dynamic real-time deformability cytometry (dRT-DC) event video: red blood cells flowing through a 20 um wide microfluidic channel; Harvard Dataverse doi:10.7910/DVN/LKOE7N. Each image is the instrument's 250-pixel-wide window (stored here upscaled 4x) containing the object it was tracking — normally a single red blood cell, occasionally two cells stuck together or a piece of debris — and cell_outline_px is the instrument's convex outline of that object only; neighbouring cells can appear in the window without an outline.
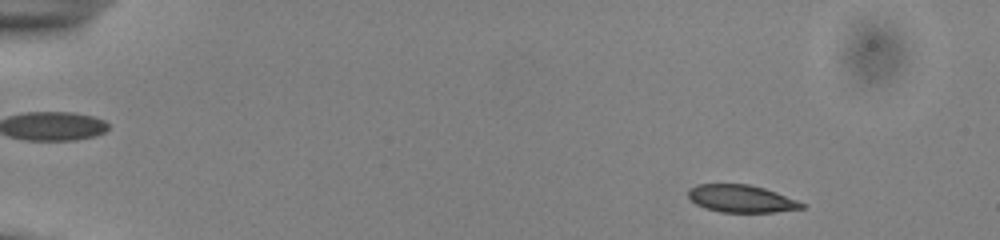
{"species": "common noctule bat (a hibernating species)", "species_latin": "Nyctalus noctula", "temperature_condition": "cold", "stored_images_in_passage": 52, "camera_frame_rate_fps": 3000, "um_per_image_px": 0.085, "animal": {"sex": "male", "body_mass_g": 13.0, "forearm_length_mm": 53.1}, "frame": {"image": 1, "passage_image": 5, "time_ms": 1.333, "image_size_px": [1000, 240], "cell_outline_px": [[808, 204], [804, 208], [776, 212], [720, 212], [696, 204], [688, 196], [688, 188], [696, 184], [748, 184], [764, 188], [776, 192]], "centroid_in_image_um": [63.03, 16.88], "position_along_channel_um": 22.0, "area_um2": 18.21}}
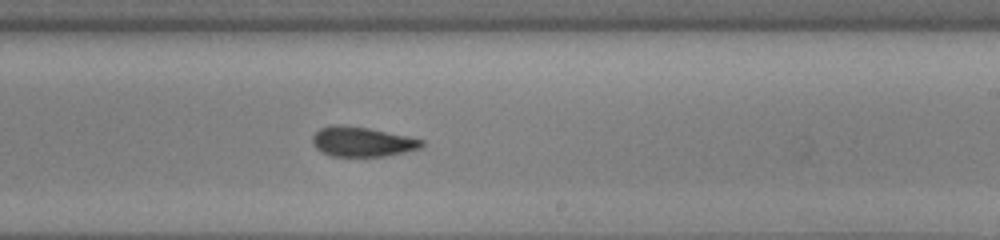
{"frame": {"image": 2, "passage_image": 32, "time_ms": 10.333, "image_size_px": [1000, 240], "cell_outline_px": [[424, 144], [420, 148], [404, 152], [384, 156], [332, 156], [316, 148], [312, 144], [312, 136], [320, 128], [332, 124], [336, 124], [368, 128], [408, 136], [424, 140]], "centroid_in_image_um": [30.77, 12.04], "position_along_channel_um": 258.2, "area_um2": 18.84}}
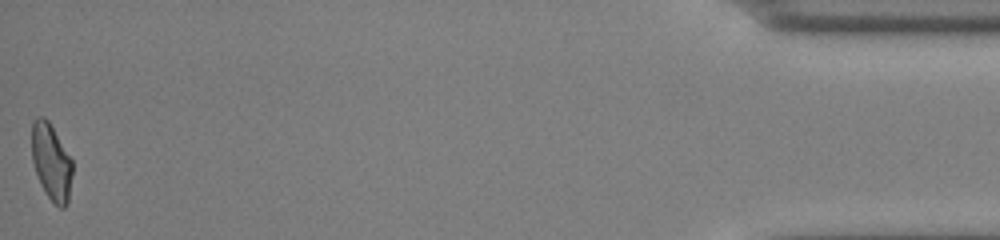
{"frame": {"image": 3, "passage_image": 52, "time_ms": 17.0, "image_size_px": [1000, 240], "cell_outline_px": [[72, 172], [68, 204], [64, 208], [60, 208], [48, 196], [40, 184], [32, 160], [32, 120], [36, 116], [44, 116], [48, 120], [72, 160]], "centroid_in_image_um": [4.35, 13.75], "position_along_channel_um": 430.8, "area_um2": 18.03}, "authors_computed_cell_mechanics": {"area_um2": 19.2185, "velocity_mm_per_s": 3.8691, "shape_relaxation_time_tau1_ms": 8.6932, "shape_relaxation_time_tau2_ms": 2.0079, "deformation_change_tau1": 0.1735, "deformation_change_tau2": 0.0692}}